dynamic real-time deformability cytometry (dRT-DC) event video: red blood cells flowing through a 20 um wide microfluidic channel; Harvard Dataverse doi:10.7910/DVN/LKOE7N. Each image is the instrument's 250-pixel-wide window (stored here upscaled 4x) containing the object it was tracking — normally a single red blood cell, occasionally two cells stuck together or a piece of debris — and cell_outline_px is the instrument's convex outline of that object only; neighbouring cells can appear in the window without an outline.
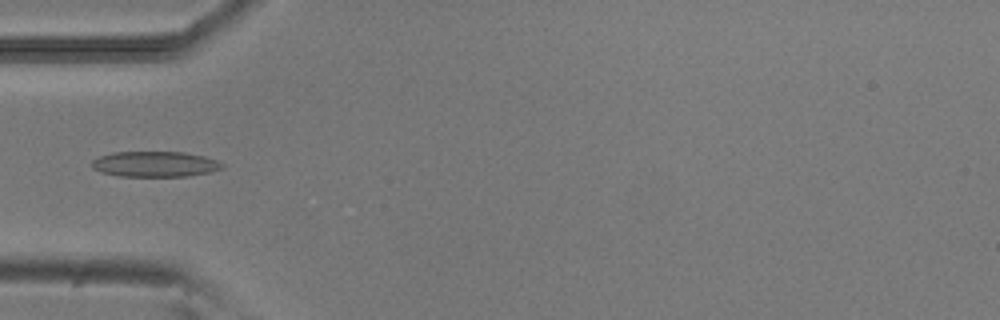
{"species": "common noctule bat (a hibernating species)", "species_latin": "Nyctalus noctula", "temperature_condition": "room temperature", "stored_images_in_passage": 4, "camera_frame_rate_fps": 3000, "um_per_image_px": 0.085, "animal": {"sex": "male", "body_mass_g": 20.5, "forearm_length_mm": 52.5}, "frame": {"image": 1, "passage_image": 4, "time_ms": 1.0, "image_size_px": [1000, 320], "cell_outline_px": [[224, 168], [212, 172], [188, 176], [120, 176], [100, 172], [92, 168], [92, 160], [100, 156], [112, 152], [184, 152], [204, 156], [216, 160], [224, 164]], "centroid_in_image_um": [13.19, 13.95], "position_along_channel_um": 71.8, "area_um2": 19.48}}